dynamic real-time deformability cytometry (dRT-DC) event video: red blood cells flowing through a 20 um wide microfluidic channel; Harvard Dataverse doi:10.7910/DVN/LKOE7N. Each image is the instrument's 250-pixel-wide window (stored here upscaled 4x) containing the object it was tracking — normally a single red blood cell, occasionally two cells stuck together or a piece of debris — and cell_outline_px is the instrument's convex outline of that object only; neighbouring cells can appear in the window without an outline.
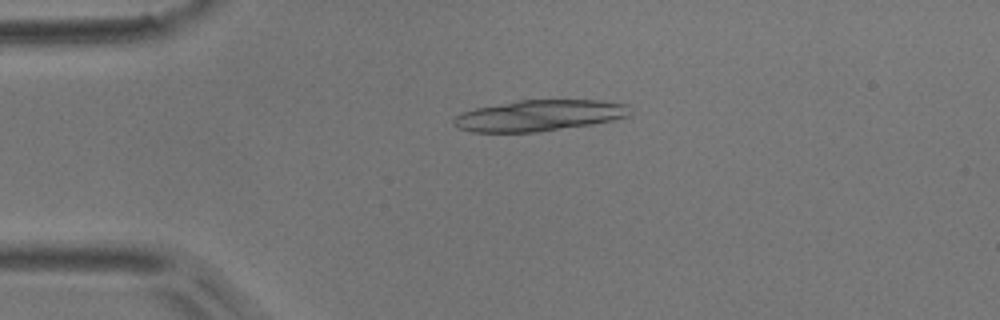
{"species": "common noctule bat (a hibernating species)", "species_latin": "Nyctalus noctula", "temperature_condition": "room temperature", "stored_images_in_passage": 5, "camera_frame_rate_fps": 3000, "um_per_image_px": 0.085, "animal": {"sex": "male", "body_mass_g": 17.9}, "frame": {"image": 1, "passage_image": 4, "time_ms": 3.667, "image_size_px": [1000, 320], "cell_outline_px": [[632, 116], [592, 124], [536, 132], [472, 132], [460, 128], [452, 124], [452, 120], [460, 112], [476, 108], [516, 100], [600, 100], [628, 104], [632, 112]], "centroid_in_image_um": [45.85, 9.81], "position_along_channel_um": 39.1, "area_um2": 32.14}}